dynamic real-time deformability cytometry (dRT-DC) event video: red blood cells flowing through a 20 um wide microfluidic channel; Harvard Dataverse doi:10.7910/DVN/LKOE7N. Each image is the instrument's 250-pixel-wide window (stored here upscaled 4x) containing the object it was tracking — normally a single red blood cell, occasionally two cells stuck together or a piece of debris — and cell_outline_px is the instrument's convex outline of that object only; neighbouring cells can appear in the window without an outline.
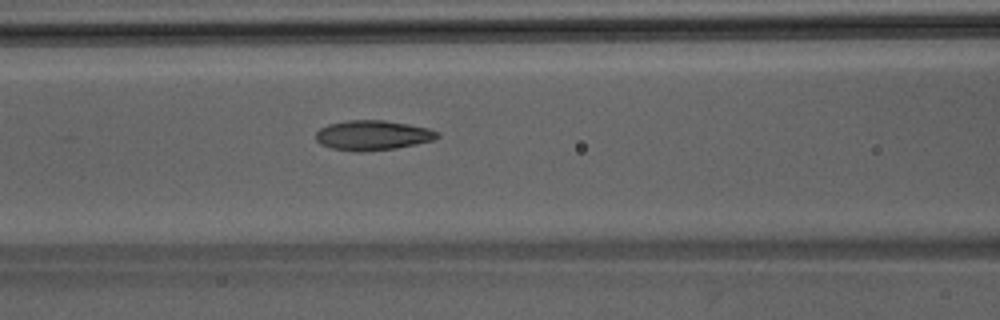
{"species": "Egyptian fruit bat (a non-hibernating species)", "species_latin": "Rousettus aegyptiacus", "temperature_condition": "room temperature", "stored_images_in_passage": 30, "camera_frame_rate_fps": 3000, "um_per_image_px": 0.085, "animal": {"sex": "male"}, "frame": {"image": 1, "passage_image": 16, "time_ms": 5.0, "image_size_px": [1000, 320], "cell_outline_px": [[440, 136], [432, 140], [416, 144], [396, 148], [360, 152], [356, 152], [332, 148], [320, 144], [316, 140], [316, 132], [320, 128], [328, 124], [348, 120], [384, 120], [408, 124], [428, 128], [440, 132]], "centroid_in_image_um": [31.67, 11.5], "position_along_channel_um": 134.9, "area_um2": 21.15}}
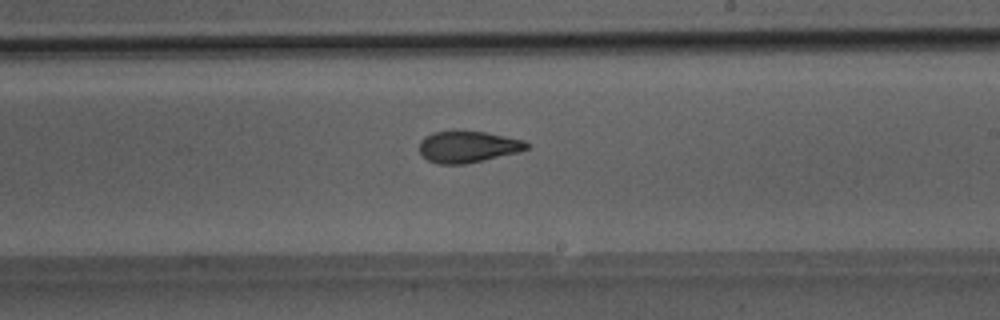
{"frame": {"image": 2, "passage_image": 24, "time_ms": 7.667, "image_size_px": [1000, 320], "cell_outline_px": [[532, 144], [528, 148], [520, 152], [484, 160], [464, 164], [440, 164], [428, 160], [420, 152], [420, 140], [424, 136], [432, 132], [456, 128], [484, 132], [524, 140]], "centroid_in_image_um": [39.77, 12.43], "position_along_channel_um": 249.2, "area_um2": 20.29}}